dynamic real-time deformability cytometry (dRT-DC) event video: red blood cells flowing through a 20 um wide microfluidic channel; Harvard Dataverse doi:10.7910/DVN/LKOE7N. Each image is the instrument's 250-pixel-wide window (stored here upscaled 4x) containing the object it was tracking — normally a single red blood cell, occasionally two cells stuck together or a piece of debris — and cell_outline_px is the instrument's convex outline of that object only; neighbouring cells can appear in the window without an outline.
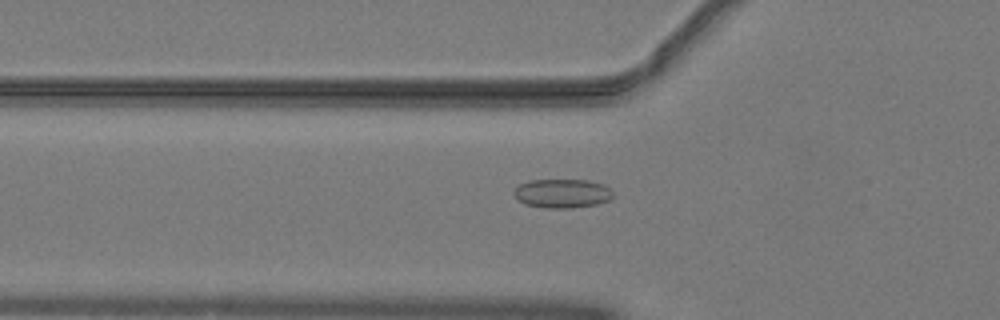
{"species": "common noctule bat (a hibernating species)", "species_latin": "Nyctalus noctula", "temperature_condition": "warm", "stored_images_in_passage": 30, "camera_frame_rate_fps": 3000, "um_per_image_px": 0.085, "animal": {"sex": "male", "body_mass_g": 19.2, "forearm_length_mm": 51.8}, "frame": {"image": 1, "passage_image": 6, "time_ms": 1.667, "image_size_px": [1000, 320], "cell_outline_px": [[616, 196], [608, 200], [596, 204], [572, 208], [548, 208], [524, 204], [516, 200], [512, 196], [512, 192], [520, 184], [528, 180], [588, 180], [604, 184]], "centroid_in_image_um": [47.75, 16.44], "position_along_channel_um": 78.0, "area_um2": 16.94}}
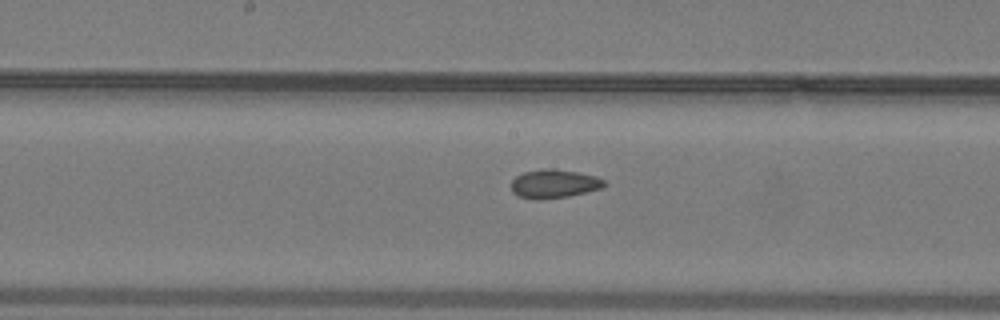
{"frame": {"image": 2, "passage_image": 15, "time_ms": 4.667, "image_size_px": [1000, 320], "cell_outline_px": [[608, 184], [600, 188], [568, 196], [540, 200], [532, 200], [516, 196], [512, 192], [512, 180], [516, 176], [524, 172], [544, 168], [552, 168], [576, 172], [596, 176], [604, 180]], "centroid_in_image_um": [47.06, 15.63], "position_along_channel_um": 201.1, "area_um2": 15.61}}
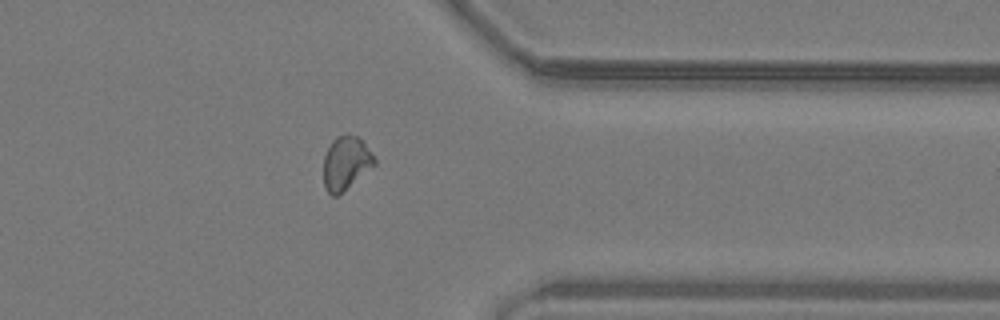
{"frame": {"image": 3, "passage_image": 29, "time_ms": 9.333, "image_size_px": [1000, 320], "cell_outline_px": [[376, 164], [336, 196], [332, 196], [324, 188], [324, 156], [332, 140], [336, 136], [348, 132], [356, 136], [364, 144], [376, 160]], "centroid_in_image_um": [29.37, 13.83], "position_along_channel_um": 382.0, "area_um2": 15.61}}